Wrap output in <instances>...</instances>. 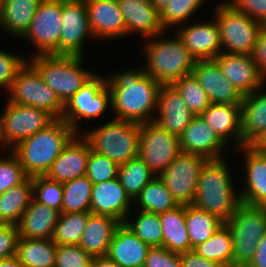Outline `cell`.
<instances>
[{
	"instance_id": "cell-43",
	"label": "cell",
	"mask_w": 266,
	"mask_h": 267,
	"mask_svg": "<svg viewBox=\"0 0 266 267\" xmlns=\"http://www.w3.org/2000/svg\"><path fill=\"white\" fill-rule=\"evenodd\" d=\"M206 0H170L160 12V21L164 30L185 24L194 13L200 9ZM183 22V23H182ZM171 27V28H170Z\"/></svg>"
},
{
	"instance_id": "cell-37",
	"label": "cell",
	"mask_w": 266,
	"mask_h": 267,
	"mask_svg": "<svg viewBox=\"0 0 266 267\" xmlns=\"http://www.w3.org/2000/svg\"><path fill=\"white\" fill-rule=\"evenodd\" d=\"M133 205H138L140 211H148L159 214L169 211L178 203L174 200L171 193L166 188L159 176H155L134 199Z\"/></svg>"
},
{
	"instance_id": "cell-9",
	"label": "cell",
	"mask_w": 266,
	"mask_h": 267,
	"mask_svg": "<svg viewBox=\"0 0 266 267\" xmlns=\"http://www.w3.org/2000/svg\"><path fill=\"white\" fill-rule=\"evenodd\" d=\"M101 75L97 73L64 104L61 118L77 134H80L81 119L91 121L108 110L111 112V93L106 84L107 76Z\"/></svg>"
},
{
	"instance_id": "cell-32",
	"label": "cell",
	"mask_w": 266,
	"mask_h": 267,
	"mask_svg": "<svg viewBox=\"0 0 266 267\" xmlns=\"http://www.w3.org/2000/svg\"><path fill=\"white\" fill-rule=\"evenodd\" d=\"M42 0H4L0 16V29L21 38L30 26V22ZM15 35V36H14Z\"/></svg>"
},
{
	"instance_id": "cell-34",
	"label": "cell",
	"mask_w": 266,
	"mask_h": 267,
	"mask_svg": "<svg viewBox=\"0 0 266 267\" xmlns=\"http://www.w3.org/2000/svg\"><path fill=\"white\" fill-rule=\"evenodd\" d=\"M56 251L52 239L19 238L15 256L23 267H55Z\"/></svg>"
},
{
	"instance_id": "cell-25",
	"label": "cell",
	"mask_w": 266,
	"mask_h": 267,
	"mask_svg": "<svg viewBox=\"0 0 266 267\" xmlns=\"http://www.w3.org/2000/svg\"><path fill=\"white\" fill-rule=\"evenodd\" d=\"M126 24L127 35L153 38L166 32L161 25L160 13L150 0H118Z\"/></svg>"
},
{
	"instance_id": "cell-53",
	"label": "cell",
	"mask_w": 266,
	"mask_h": 267,
	"mask_svg": "<svg viewBox=\"0 0 266 267\" xmlns=\"http://www.w3.org/2000/svg\"><path fill=\"white\" fill-rule=\"evenodd\" d=\"M182 267H223L222 265L207 260L203 256L198 255L194 250L180 254Z\"/></svg>"
},
{
	"instance_id": "cell-61",
	"label": "cell",
	"mask_w": 266,
	"mask_h": 267,
	"mask_svg": "<svg viewBox=\"0 0 266 267\" xmlns=\"http://www.w3.org/2000/svg\"><path fill=\"white\" fill-rule=\"evenodd\" d=\"M260 152H261V153L264 155V157L266 158V147H264Z\"/></svg>"
},
{
	"instance_id": "cell-45",
	"label": "cell",
	"mask_w": 266,
	"mask_h": 267,
	"mask_svg": "<svg viewBox=\"0 0 266 267\" xmlns=\"http://www.w3.org/2000/svg\"><path fill=\"white\" fill-rule=\"evenodd\" d=\"M119 166L109 157L90 148L86 176L93 184L116 179Z\"/></svg>"
},
{
	"instance_id": "cell-8",
	"label": "cell",
	"mask_w": 266,
	"mask_h": 267,
	"mask_svg": "<svg viewBox=\"0 0 266 267\" xmlns=\"http://www.w3.org/2000/svg\"><path fill=\"white\" fill-rule=\"evenodd\" d=\"M217 6L213 16L219 28L222 52L251 55L263 24L238 11L227 1Z\"/></svg>"
},
{
	"instance_id": "cell-56",
	"label": "cell",
	"mask_w": 266,
	"mask_h": 267,
	"mask_svg": "<svg viewBox=\"0 0 266 267\" xmlns=\"http://www.w3.org/2000/svg\"><path fill=\"white\" fill-rule=\"evenodd\" d=\"M0 267H23V265L18 261L17 257L14 255L0 260Z\"/></svg>"
},
{
	"instance_id": "cell-29",
	"label": "cell",
	"mask_w": 266,
	"mask_h": 267,
	"mask_svg": "<svg viewBox=\"0 0 266 267\" xmlns=\"http://www.w3.org/2000/svg\"><path fill=\"white\" fill-rule=\"evenodd\" d=\"M60 213L34 198L17 225L20 238L51 239Z\"/></svg>"
},
{
	"instance_id": "cell-5",
	"label": "cell",
	"mask_w": 266,
	"mask_h": 267,
	"mask_svg": "<svg viewBox=\"0 0 266 267\" xmlns=\"http://www.w3.org/2000/svg\"><path fill=\"white\" fill-rule=\"evenodd\" d=\"M30 57L28 62L63 104L97 74L83 68L84 57L55 54Z\"/></svg>"
},
{
	"instance_id": "cell-38",
	"label": "cell",
	"mask_w": 266,
	"mask_h": 267,
	"mask_svg": "<svg viewBox=\"0 0 266 267\" xmlns=\"http://www.w3.org/2000/svg\"><path fill=\"white\" fill-rule=\"evenodd\" d=\"M155 176L156 175L150 170L148 165L137 156L119 166L117 178L126 193L134 201L142 189Z\"/></svg>"
},
{
	"instance_id": "cell-60",
	"label": "cell",
	"mask_w": 266,
	"mask_h": 267,
	"mask_svg": "<svg viewBox=\"0 0 266 267\" xmlns=\"http://www.w3.org/2000/svg\"><path fill=\"white\" fill-rule=\"evenodd\" d=\"M3 7H4V0H0V16L2 14Z\"/></svg>"
},
{
	"instance_id": "cell-6",
	"label": "cell",
	"mask_w": 266,
	"mask_h": 267,
	"mask_svg": "<svg viewBox=\"0 0 266 267\" xmlns=\"http://www.w3.org/2000/svg\"><path fill=\"white\" fill-rule=\"evenodd\" d=\"M141 124L115 119L84 130L81 134L91 150L105 155L118 166L138 156Z\"/></svg>"
},
{
	"instance_id": "cell-31",
	"label": "cell",
	"mask_w": 266,
	"mask_h": 267,
	"mask_svg": "<svg viewBox=\"0 0 266 267\" xmlns=\"http://www.w3.org/2000/svg\"><path fill=\"white\" fill-rule=\"evenodd\" d=\"M159 219L163 231L164 248L177 254L193 250L186 228L185 205H178L169 211L159 213Z\"/></svg>"
},
{
	"instance_id": "cell-42",
	"label": "cell",
	"mask_w": 266,
	"mask_h": 267,
	"mask_svg": "<svg viewBox=\"0 0 266 267\" xmlns=\"http://www.w3.org/2000/svg\"><path fill=\"white\" fill-rule=\"evenodd\" d=\"M195 115H201L209 106L210 101L206 91L201 87L193 74H188L171 84Z\"/></svg>"
},
{
	"instance_id": "cell-13",
	"label": "cell",
	"mask_w": 266,
	"mask_h": 267,
	"mask_svg": "<svg viewBox=\"0 0 266 267\" xmlns=\"http://www.w3.org/2000/svg\"><path fill=\"white\" fill-rule=\"evenodd\" d=\"M62 0H42L30 26L21 39H26L37 49L31 56L40 54L59 55L61 35Z\"/></svg>"
},
{
	"instance_id": "cell-39",
	"label": "cell",
	"mask_w": 266,
	"mask_h": 267,
	"mask_svg": "<svg viewBox=\"0 0 266 267\" xmlns=\"http://www.w3.org/2000/svg\"><path fill=\"white\" fill-rule=\"evenodd\" d=\"M92 189L86 175L63 183L62 213L90 211Z\"/></svg>"
},
{
	"instance_id": "cell-35",
	"label": "cell",
	"mask_w": 266,
	"mask_h": 267,
	"mask_svg": "<svg viewBox=\"0 0 266 267\" xmlns=\"http://www.w3.org/2000/svg\"><path fill=\"white\" fill-rule=\"evenodd\" d=\"M185 222L192 249L207 241L224 224L215 215L193 205H185Z\"/></svg>"
},
{
	"instance_id": "cell-49",
	"label": "cell",
	"mask_w": 266,
	"mask_h": 267,
	"mask_svg": "<svg viewBox=\"0 0 266 267\" xmlns=\"http://www.w3.org/2000/svg\"><path fill=\"white\" fill-rule=\"evenodd\" d=\"M144 267H182L180 254L173 253L163 246L150 247Z\"/></svg>"
},
{
	"instance_id": "cell-15",
	"label": "cell",
	"mask_w": 266,
	"mask_h": 267,
	"mask_svg": "<svg viewBox=\"0 0 266 267\" xmlns=\"http://www.w3.org/2000/svg\"><path fill=\"white\" fill-rule=\"evenodd\" d=\"M59 55L83 56L87 39L95 40L90 29L87 8L62 0Z\"/></svg>"
},
{
	"instance_id": "cell-19",
	"label": "cell",
	"mask_w": 266,
	"mask_h": 267,
	"mask_svg": "<svg viewBox=\"0 0 266 267\" xmlns=\"http://www.w3.org/2000/svg\"><path fill=\"white\" fill-rule=\"evenodd\" d=\"M181 152L200 155L208 160L227 158L224 154L228 147L204 122L200 115L195 116L179 136Z\"/></svg>"
},
{
	"instance_id": "cell-24",
	"label": "cell",
	"mask_w": 266,
	"mask_h": 267,
	"mask_svg": "<svg viewBox=\"0 0 266 267\" xmlns=\"http://www.w3.org/2000/svg\"><path fill=\"white\" fill-rule=\"evenodd\" d=\"M194 117L195 115L172 85L161 86L153 122L179 137Z\"/></svg>"
},
{
	"instance_id": "cell-10",
	"label": "cell",
	"mask_w": 266,
	"mask_h": 267,
	"mask_svg": "<svg viewBox=\"0 0 266 267\" xmlns=\"http://www.w3.org/2000/svg\"><path fill=\"white\" fill-rule=\"evenodd\" d=\"M8 92L7 101L11 103L45 110L55 119L62 116L64 104L28 61L17 73Z\"/></svg>"
},
{
	"instance_id": "cell-4",
	"label": "cell",
	"mask_w": 266,
	"mask_h": 267,
	"mask_svg": "<svg viewBox=\"0 0 266 267\" xmlns=\"http://www.w3.org/2000/svg\"><path fill=\"white\" fill-rule=\"evenodd\" d=\"M159 34L148 38L143 47L145 53L144 71L162 85H171L175 80L192 74L196 59L174 32L169 39ZM153 39V40H152Z\"/></svg>"
},
{
	"instance_id": "cell-57",
	"label": "cell",
	"mask_w": 266,
	"mask_h": 267,
	"mask_svg": "<svg viewBox=\"0 0 266 267\" xmlns=\"http://www.w3.org/2000/svg\"><path fill=\"white\" fill-rule=\"evenodd\" d=\"M257 151H261L266 147V130L251 144Z\"/></svg>"
},
{
	"instance_id": "cell-27",
	"label": "cell",
	"mask_w": 266,
	"mask_h": 267,
	"mask_svg": "<svg viewBox=\"0 0 266 267\" xmlns=\"http://www.w3.org/2000/svg\"><path fill=\"white\" fill-rule=\"evenodd\" d=\"M200 116L226 145L241 147V104L211 103Z\"/></svg>"
},
{
	"instance_id": "cell-26",
	"label": "cell",
	"mask_w": 266,
	"mask_h": 267,
	"mask_svg": "<svg viewBox=\"0 0 266 267\" xmlns=\"http://www.w3.org/2000/svg\"><path fill=\"white\" fill-rule=\"evenodd\" d=\"M150 246L120 223L111 240L106 256L120 267H144Z\"/></svg>"
},
{
	"instance_id": "cell-41",
	"label": "cell",
	"mask_w": 266,
	"mask_h": 267,
	"mask_svg": "<svg viewBox=\"0 0 266 267\" xmlns=\"http://www.w3.org/2000/svg\"><path fill=\"white\" fill-rule=\"evenodd\" d=\"M133 221L130 215L124 220V224L150 247L162 246L163 231L159 214L148 211H137Z\"/></svg>"
},
{
	"instance_id": "cell-30",
	"label": "cell",
	"mask_w": 266,
	"mask_h": 267,
	"mask_svg": "<svg viewBox=\"0 0 266 267\" xmlns=\"http://www.w3.org/2000/svg\"><path fill=\"white\" fill-rule=\"evenodd\" d=\"M120 224L107 215L90 214L81 236L79 246L95 256H106L113 234Z\"/></svg>"
},
{
	"instance_id": "cell-20",
	"label": "cell",
	"mask_w": 266,
	"mask_h": 267,
	"mask_svg": "<svg viewBox=\"0 0 266 267\" xmlns=\"http://www.w3.org/2000/svg\"><path fill=\"white\" fill-rule=\"evenodd\" d=\"M90 145L82 134H76L53 161L45 175L51 180L65 183L86 175Z\"/></svg>"
},
{
	"instance_id": "cell-44",
	"label": "cell",
	"mask_w": 266,
	"mask_h": 267,
	"mask_svg": "<svg viewBox=\"0 0 266 267\" xmlns=\"http://www.w3.org/2000/svg\"><path fill=\"white\" fill-rule=\"evenodd\" d=\"M33 198L45 206L62 213L63 183L46 176L32 177Z\"/></svg>"
},
{
	"instance_id": "cell-48",
	"label": "cell",
	"mask_w": 266,
	"mask_h": 267,
	"mask_svg": "<svg viewBox=\"0 0 266 267\" xmlns=\"http://www.w3.org/2000/svg\"><path fill=\"white\" fill-rule=\"evenodd\" d=\"M27 61L28 58L24 56L0 49V88H5L8 92L12 81Z\"/></svg>"
},
{
	"instance_id": "cell-16",
	"label": "cell",
	"mask_w": 266,
	"mask_h": 267,
	"mask_svg": "<svg viewBox=\"0 0 266 267\" xmlns=\"http://www.w3.org/2000/svg\"><path fill=\"white\" fill-rule=\"evenodd\" d=\"M213 60L220 67L224 77L242 96L253 93L266 83L250 54L221 52Z\"/></svg>"
},
{
	"instance_id": "cell-21",
	"label": "cell",
	"mask_w": 266,
	"mask_h": 267,
	"mask_svg": "<svg viewBox=\"0 0 266 267\" xmlns=\"http://www.w3.org/2000/svg\"><path fill=\"white\" fill-rule=\"evenodd\" d=\"M243 152L246 176L239 191L242 203L254 206H266V158L251 145L237 149Z\"/></svg>"
},
{
	"instance_id": "cell-40",
	"label": "cell",
	"mask_w": 266,
	"mask_h": 267,
	"mask_svg": "<svg viewBox=\"0 0 266 267\" xmlns=\"http://www.w3.org/2000/svg\"><path fill=\"white\" fill-rule=\"evenodd\" d=\"M90 211L61 213L52 236L57 245H79Z\"/></svg>"
},
{
	"instance_id": "cell-12",
	"label": "cell",
	"mask_w": 266,
	"mask_h": 267,
	"mask_svg": "<svg viewBox=\"0 0 266 267\" xmlns=\"http://www.w3.org/2000/svg\"><path fill=\"white\" fill-rule=\"evenodd\" d=\"M207 161L203 156L180 152L159 175L178 205H192L199 175Z\"/></svg>"
},
{
	"instance_id": "cell-11",
	"label": "cell",
	"mask_w": 266,
	"mask_h": 267,
	"mask_svg": "<svg viewBox=\"0 0 266 267\" xmlns=\"http://www.w3.org/2000/svg\"><path fill=\"white\" fill-rule=\"evenodd\" d=\"M0 117V146L12 149L46 128L55 118L45 110L7 101ZM12 146V147H11Z\"/></svg>"
},
{
	"instance_id": "cell-17",
	"label": "cell",
	"mask_w": 266,
	"mask_h": 267,
	"mask_svg": "<svg viewBox=\"0 0 266 267\" xmlns=\"http://www.w3.org/2000/svg\"><path fill=\"white\" fill-rule=\"evenodd\" d=\"M193 25L182 24L175 33L196 60H213L222 52L220 34L215 17ZM185 25V26H183Z\"/></svg>"
},
{
	"instance_id": "cell-55",
	"label": "cell",
	"mask_w": 266,
	"mask_h": 267,
	"mask_svg": "<svg viewBox=\"0 0 266 267\" xmlns=\"http://www.w3.org/2000/svg\"><path fill=\"white\" fill-rule=\"evenodd\" d=\"M91 267H120V266L107 256H95L93 257Z\"/></svg>"
},
{
	"instance_id": "cell-47",
	"label": "cell",
	"mask_w": 266,
	"mask_h": 267,
	"mask_svg": "<svg viewBox=\"0 0 266 267\" xmlns=\"http://www.w3.org/2000/svg\"><path fill=\"white\" fill-rule=\"evenodd\" d=\"M92 260L79 245H57L55 267H91Z\"/></svg>"
},
{
	"instance_id": "cell-14",
	"label": "cell",
	"mask_w": 266,
	"mask_h": 267,
	"mask_svg": "<svg viewBox=\"0 0 266 267\" xmlns=\"http://www.w3.org/2000/svg\"><path fill=\"white\" fill-rule=\"evenodd\" d=\"M181 152L179 137L155 122L141 124L138 156L159 176Z\"/></svg>"
},
{
	"instance_id": "cell-18",
	"label": "cell",
	"mask_w": 266,
	"mask_h": 267,
	"mask_svg": "<svg viewBox=\"0 0 266 267\" xmlns=\"http://www.w3.org/2000/svg\"><path fill=\"white\" fill-rule=\"evenodd\" d=\"M133 200L126 193L118 178L93 184L90 212L95 215H107L120 223L131 215ZM131 206V207H130Z\"/></svg>"
},
{
	"instance_id": "cell-3",
	"label": "cell",
	"mask_w": 266,
	"mask_h": 267,
	"mask_svg": "<svg viewBox=\"0 0 266 267\" xmlns=\"http://www.w3.org/2000/svg\"><path fill=\"white\" fill-rule=\"evenodd\" d=\"M76 134L71 126L59 118L11 150L28 177L45 176L53 161Z\"/></svg>"
},
{
	"instance_id": "cell-52",
	"label": "cell",
	"mask_w": 266,
	"mask_h": 267,
	"mask_svg": "<svg viewBox=\"0 0 266 267\" xmlns=\"http://www.w3.org/2000/svg\"><path fill=\"white\" fill-rule=\"evenodd\" d=\"M259 73L266 80V28H262L251 53Z\"/></svg>"
},
{
	"instance_id": "cell-22",
	"label": "cell",
	"mask_w": 266,
	"mask_h": 267,
	"mask_svg": "<svg viewBox=\"0 0 266 267\" xmlns=\"http://www.w3.org/2000/svg\"><path fill=\"white\" fill-rule=\"evenodd\" d=\"M86 8L95 40L106 41V39L114 40L127 36L126 24L118 0H94Z\"/></svg>"
},
{
	"instance_id": "cell-58",
	"label": "cell",
	"mask_w": 266,
	"mask_h": 267,
	"mask_svg": "<svg viewBox=\"0 0 266 267\" xmlns=\"http://www.w3.org/2000/svg\"><path fill=\"white\" fill-rule=\"evenodd\" d=\"M154 8L160 13L170 0H150Z\"/></svg>"
},
{
	"instance_id": "cell-7",
	"label": "cell",
	"mask_w": 266,
	"mask_h": 267,
	"mask_svg": "<svg viewBox=\"0 0 266 267\" xmlns=\"http://www.w3.org/2000/svg\"><path fill=\"white\" fill-rule=\"evenodd\" d=\"M226 224L232 233L233 267H246L266 232V206L241 202Z\"/></svg>"
},
{
	"instance_id": "cell-2",
	"label": "cell",
	"mask_w": 266,
	"mask_h": 267,
	"mask_svg": "<svg viewBox=\"0 0 266 267\" xmlns=\"http://www.w3.org/2000/svg\"><path fill=\"white\" fill-rule=\"evenodd\" d=\"M225 158L208 160L198 179L193 206L215 215L226 223L241 203L239 192L234 188L232 171ZM231 171V172H230Z\"/></svg>"
},
{
	"instance_id": "cell-50",
	"label": "cell",
	"mask_w": 266,
	"mask_h": 267,
	"mask_svg": "<svg viewBox=\"0 0 266 267\" xmlns=\"http://www.w3.org/2000/svg\"><path fill=\"white\" fill-rule=\"evenodd\" d=\"M19 238L16 225L0 224V260L15 255Z\"/></svg>"
},
{
	"instance_id": "cell-54",
	"label": "cell",
	"mask_w": 266,
	"mask_h": 267,
	"mask_svg": "<svg viewBox=\"0 0 266 267\" xmlns=\"http://www.w3.org/2000/svg\"><path fill=\"white\" fill-rule=\"evenodd\" d=\"M246 267H266V232L258 241L255 255Z\"/></svg>"
},
{
	"instance_id": "cell-36",
	"label": "cell",
	"mask_w": 266,
	"mask_h": 267,
	"mask_svg": "<svg viewBox=\"0 0 266 267\" xmlns=\"http://www.w3.org/2000/svg\"><path fill=\"white\" fill-rule=\"evenodd\" d=\"M232 233L224 223L204 243L199 244L193 250L207 260L214 261L223 267H233Z\"/></svg>"
},
{
	"instance_id": "cell-33",
	"label": "cell",
	"mask_w": 266,
	"mask_h": 267,
	"mask_svg": "<svg viewBox=\"0 0 266 267\" xmlns=\"http://www.w3.org/2000/svg\"><path fill=\"white\" fill-rule=\"evenodd\" d=\"M33 198L32 178L0 194V224L18 225Z\"/></svg>"
},
{
	"instance_id": "cell-23",
	"label": "cell",
	"mask_w": 266,
	"mask_h": 267,
	"mask_svg": "<svg viewBox=\"0 0 266 267\" xmlns=\"http://www.w3.org/2000/svg\"><path fill=\"white\" fill-rule=\"evenodd\" d=\"M192 74L206 91L210 103L241 104L243 96L224 77L214 60H197Z\"/></svg>"
},
{
	"instance_id": "cell-28",
	"label": "cell",
	"mask_w": 266,
	"mask_h": 267,
	"mask_svg": "<svg viewBox=\"0 0 266 267\" xmlns=\"http://www.w3.org/2000/svg\"><path fill=\"white\" fill-rule=\"evenodd\" d=\"M263 87L243 96L241 102V147L251 145L266 130V91Z\"/></svg>"
},
{
	"instance_id": "cell-1",
	"label": "cell",
	"mask_w": 266,
	"mask_h": 267,
	"mask_svg": "<svg viewBox=\"0 0 266 267\" xmlns=\"http://www.w3.org/2000/svg\"><path fill=\"white\" fill-rule=\"evenodd\" d=\"M141 65L137 69L113 72L106 77L115 119L138 124L155 119L162 84L146 74L143 63Z\"/></svg>"
},
{
	"instance_id": "cell-59",
	"label": "cell",
	"mask_w": 266,
	"mask_h": 267,
	"mask_svg": "<svg viewBox=\"0 0 266 267\" xmlns=\"http://www.w3.org/2000/svg\"><path fill=\"white\" fill-rule=\"evenodd\" d=\"M64 1H66L68 3H72V4H79V5L88 6L94 0H64Z\"/></svg>"
},
{
	"instance_id": "cell-46",
	"label": "cell",
	"mask_w": 266,
	"mask_h": 267,
	"mask_svg": "<svg viewBox=\"0 0 266 267\" xmlns=\"http://www.w3.org/2000/svg\"><path fill=\"white\" fill-rule=\"evenodd\" d=\"M27 178L18 158L11 150L8 157L0 156V194L23 183Z\"/></svg>"
},
{
	"instance_id": "cell-51",
	"label": "cell",
	"mask_w": 266,
	"mask_h": 267,
	"mask_svg": "<svg viewBox=\"0 0 266 267\" xmlns=\"http://www.w3.org/2000/svg\"><path fill=\"white\" fill-rule=\"evenodd\" d=\"M235 9L262 24L266 22V0H227Z\"/></svg>"
}]
</instances>
